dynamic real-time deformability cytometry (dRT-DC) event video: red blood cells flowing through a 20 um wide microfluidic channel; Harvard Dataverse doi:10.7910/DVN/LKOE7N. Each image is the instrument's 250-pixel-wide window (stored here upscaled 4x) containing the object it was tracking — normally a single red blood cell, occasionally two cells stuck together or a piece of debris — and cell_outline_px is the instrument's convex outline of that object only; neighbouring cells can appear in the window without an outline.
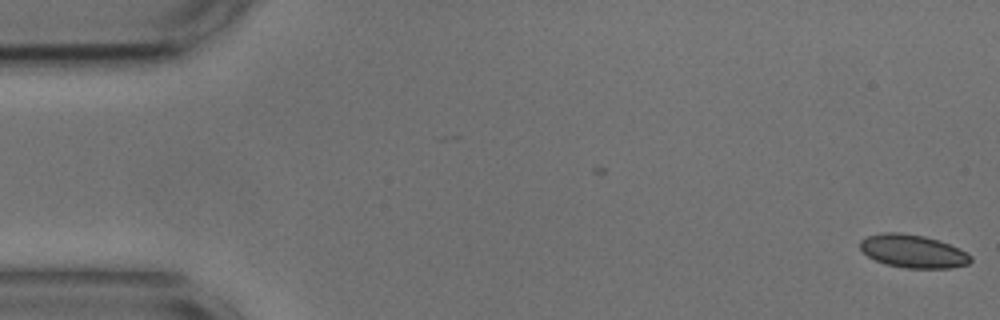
{"species": "common noctule bat (a hibernating species)", "species_latin": "Nyctalus noctula", "temperature_condition": "cold", "stored_images_in_passage": 11, "camera_frame_rate_fps": 3000, "um_per_image_px": 0.085, "animal": {"sex": "male", "body_mass_g": 17.9, "forearm_length_mm": 54.2}, "frame": {"image": 1, "passage_image": 1, "time_ms": 0.0, "image_size_px": [1000, 320], "cell_outline_px": [[972, 260], [968, 264], [952, 268], [904, 268], [884, 264], [868, 256], [860, 248], [860, 240], [868, 236], [884, 232], [900, 232], [924, 236], [960, 248], [968, 252], [972, 256]], "centroid_in_image_um": [77.62, 21.36], "position_along_channel_um": 7.4, "area_um2": 21.39}}